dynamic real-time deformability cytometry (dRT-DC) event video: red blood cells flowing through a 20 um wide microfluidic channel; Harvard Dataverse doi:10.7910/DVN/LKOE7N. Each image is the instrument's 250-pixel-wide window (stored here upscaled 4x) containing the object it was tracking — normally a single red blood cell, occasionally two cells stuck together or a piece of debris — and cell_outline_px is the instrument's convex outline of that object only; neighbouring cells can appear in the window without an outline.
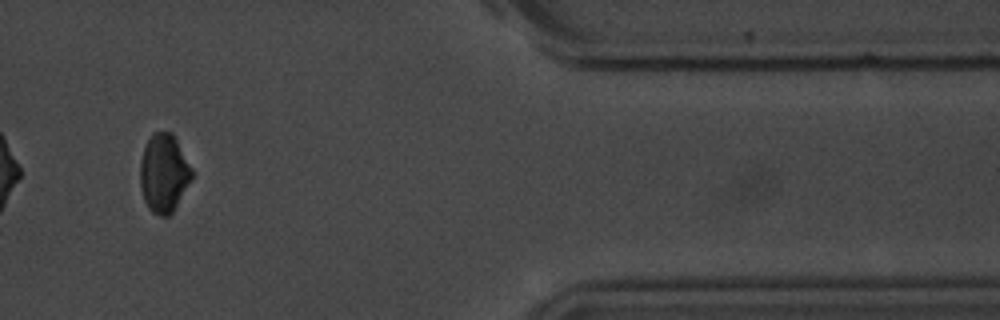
{"species": "common noctule bat (a hibernating species)", "species_latin": "Nyctalus noctula", "temperature_condition": "room temperature", "stored_images_in_passage": 14, "camera_frame_rate_fps": 3000, "um_per_image_px": 0.085, "animal": {"sex": "male", "body_mass_g": 20.1, "forearm_length_mm": 53.5}, "frame": {"image": 1, "passage_image": 12, "time_ms": 13.333, "image_size_px": [1000, 320], "cell_outline_px": [[192, 180], [172, 212], [168, 216], [160, 216], [152, 212], [148, 208], [144, 200], [140, 184], [140, 160], [144, 148], [152, 132], [172, 132], [192, 168]], "centroid_in_image_um": [13.92, 14.72], "position_along_channel_um": 397.5, "area_um2": 23.58}, "authors_computed_cell_mechanics": {"area_um2": 16.6753, "velocity_mm_per_s": 3.6869, "shape_relaxation_time_tau1_ms": 2.9449, "shape_relaxation_time_tau2_ms": null, "deformation_change_tau1": 0.1198, "deformation_change_tau2": null}}